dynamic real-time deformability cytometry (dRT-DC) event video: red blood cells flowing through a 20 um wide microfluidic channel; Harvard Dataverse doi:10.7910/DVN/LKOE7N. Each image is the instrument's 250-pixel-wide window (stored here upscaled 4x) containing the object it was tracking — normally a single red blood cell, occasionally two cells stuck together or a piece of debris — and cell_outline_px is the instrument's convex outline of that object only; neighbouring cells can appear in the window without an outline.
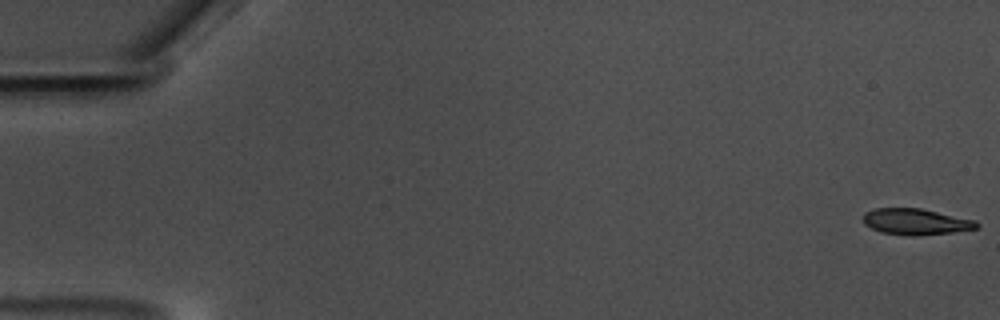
{"species": "common noctule bat (a hibernating species)", "species_latin": "Nyctalus noctula", "temperature_condition": "warm", "stored_images_in_passage": 60, "camera_frame_rate_fps": 3000, "um_per_image_px": 0.085, "animal": {"sex": "male", "body_mass_g": 17.5, "forearm_length_mm": 52.3}, "frame": {"image": 1, "passage_image": 1, "time_ms": 0.0, "image_size_px": [1000, 320], "cell_outline_px": [[980, 224], [976, 228], [952, 232], [912, 236], [880, 232], [864, 224], [864, 212], [872, 208], [920, 208], [976, 220]], "centroid_in_image_um": [77.82, 18.83], "position_along_channel_um": 7.2, "area_um2": 17.22}}
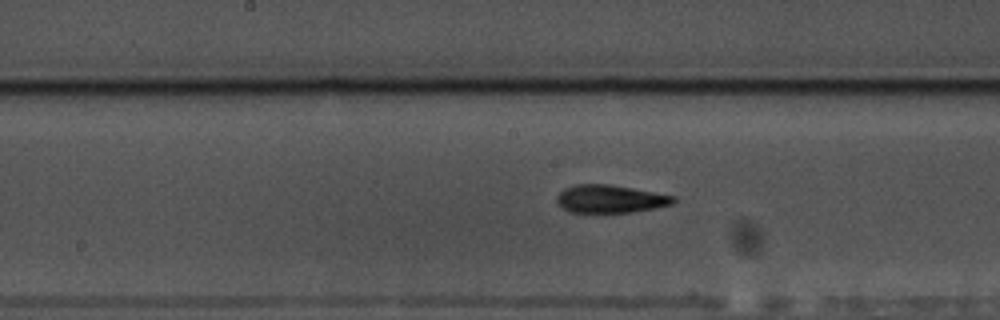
{"frame": {"image": 2, "passage_image": 31, "time_ms": 10.0, "image_size_px": [1000, 320], "cell_outline_px": [[676, 200], [672, 204], [656, 208], [632, 212], [568, 212], [556, 200], [556, 196], [564, 188], [576, 184], [608, 184], [632, 188], [676, 196]], "centroid_in_image_um": [51.88, 16.9], "position_along_channel_um": 196.3, "area_um2": 18.9}}
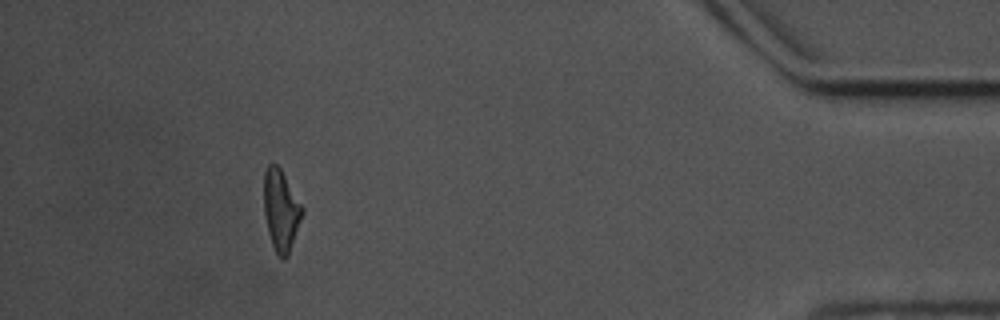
{"frame": {"image": 3, "passage_image": 54, "time_ms": 17.667, "image_size_px": [1000, 320], "cell_outline_px": [[304, 212], [288, 256], [284, 260], [280, 260], [272, 244], [268, 232], [264, 212], [264, 172], [268, 164], [276, 164], [280, 168], [304, 208]], "centroid_in_image_um": [23.89, 17.89], "position_along_channel_um": 411.3, "area_um2": 18.15}}